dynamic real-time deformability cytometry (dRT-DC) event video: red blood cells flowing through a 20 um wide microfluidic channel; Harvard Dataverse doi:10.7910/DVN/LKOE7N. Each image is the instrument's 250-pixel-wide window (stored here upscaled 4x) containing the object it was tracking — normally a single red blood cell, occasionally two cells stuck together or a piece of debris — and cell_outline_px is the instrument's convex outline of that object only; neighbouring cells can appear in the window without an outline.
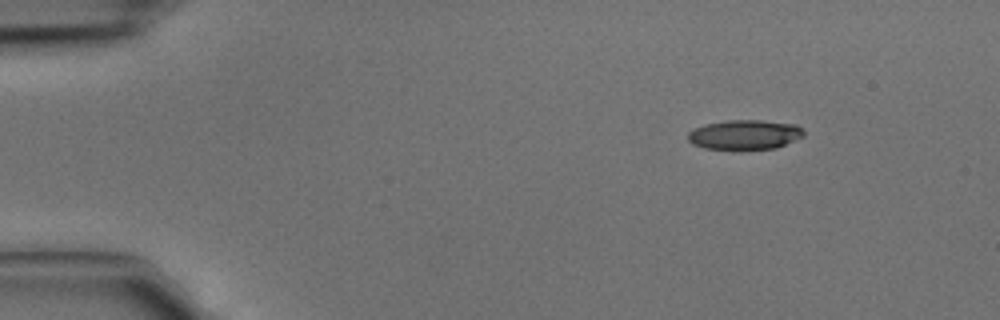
{"species": "common noctule bat (a hibernating species)", "species_latin": "Nyctalus noctula", "temperature_condition": "cold", "stored_images_in_passage": 4, "camera_frame_rate_fps": 3000, "um_per_image_px": 0.085, "animal": {"sex": "male", "body_mass_g": 15.6}, "frame": {"image": 1, "passage_image": 1, "time_ms": 0.0, "image_size_px": [1000, 320], "cell_outline_px": [[804, 136], [776, 148], [736, 152], [704, 148], [692, 144], [688, 140], [688, 132], [692, 128], [704, 124], [728, 120], [760, 120], [796, 124], [804, 132]], "centroid_in_image_um": [63.25, 11.49], "position_along_channel_um": 21.8, "area_um2": 20.81}}
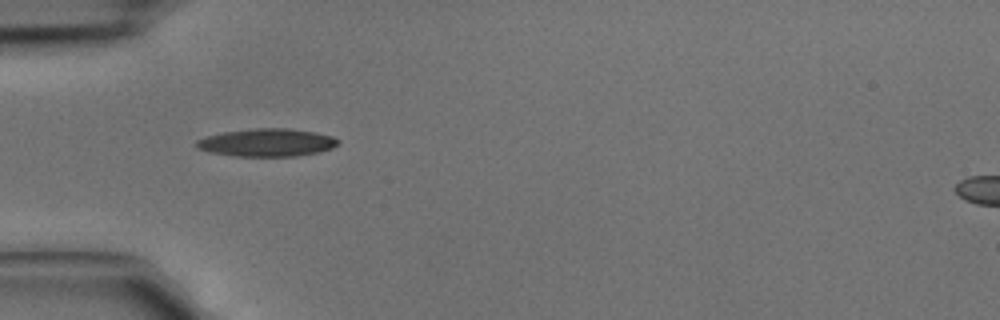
{"frame": {"image": 2, "passage_image": 3, "time_ms": 0.667, "image_size_px": [1000, 320], "cell_outline_px": [[340, 140], [332, 148], [320, 152], [296, 156], [236, 156], [208, 152], [196, 148], [196, 140], [204, 136], [224, 132], [256, 128], [288, 128], [316, 132], [332, 136]], "centroid_in_image_um": [22.67, 12.11], "position_along_channel_um": 62.3, "area_um2": 23.06}}